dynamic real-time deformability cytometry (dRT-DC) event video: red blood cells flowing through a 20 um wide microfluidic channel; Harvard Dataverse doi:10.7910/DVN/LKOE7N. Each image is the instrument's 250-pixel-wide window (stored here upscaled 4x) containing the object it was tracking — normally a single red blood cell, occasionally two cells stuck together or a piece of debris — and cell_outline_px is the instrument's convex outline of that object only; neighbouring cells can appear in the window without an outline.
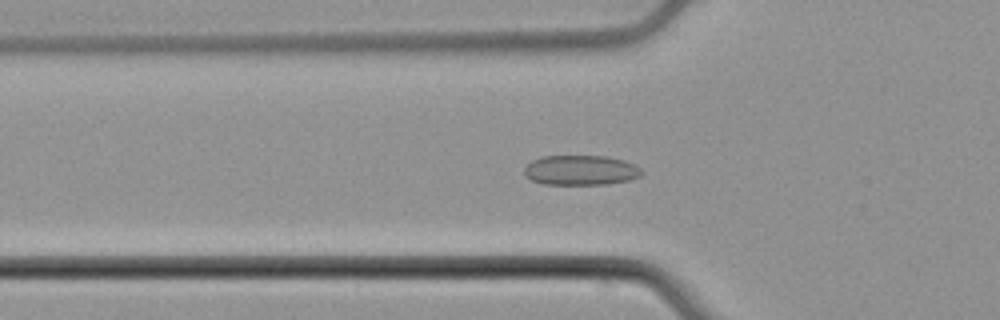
{"species": "common noctule bat (a hibernating species)", "species_latin": "Nyctalus noctula", "temperature_condition": "cold", "stored_images_in_passage": 44, "camera_frame_rate_fps": 3000, "um_per_image_px": 0.085, "animal": {"sex": "male", "body_mass_g": 21.5, "forearm_length_mm": 52.0}, "frame": {"image": 1, "passage_image": 12, "time_ms": 3.667, "image_size_px": [1000, 320], "cell_outline_px": [[644, 172], [640, 176], [628, 180], [608, 184], [544, 184], [532, 180], [524, 176], [524, 168], [532, 160], [540, 156], [604, 156], [624, 160], [640, 168]], "centroid_in_image_um": [49.34, 14.46], "position_along_channel_um": 76.5, "area_um2": 20.46}}
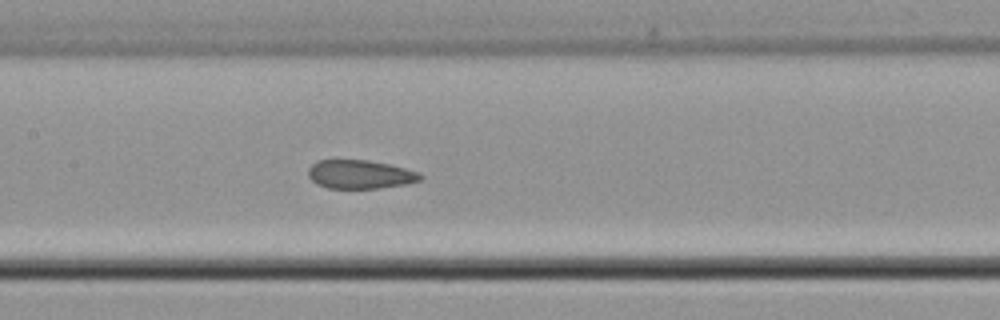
{"frame": {"image": 2, "passage_image": 20, "time_ms": 6.333, "image_size_px": [1000, 320], "cell_outline_px": [[424, 176], [420, 180], [404, 184], [380, 188], [328, 188], [316, 184], [308, 176], [308, 168], [316, 160], [368, 160], [388, 164], [420, 172]], "centroid_in_image_um": [30.59, 14.82], "position_along_channel_um": 176.8, "area_um2": 18.73}}
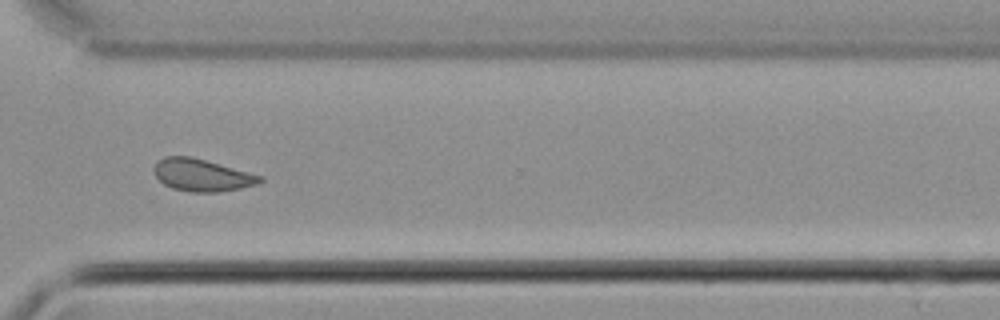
{"frame": {"image": 3, "passage_image": 34, "time_ms": 11.0, "image_size_px": [1000, 320], "cell_outline_px": [[264, 180], [260, 184], [220, 192], [192, 192], [172, 188], [164, 184], [156, 176], [152, 168], [156, 160], [164, 156], [192, 156], [264, 176]], "centroid_in_image_um": [17.17, 14.87], "position_along_channel_um": 353.4, "area_um2": 20.23}, "authors_computed_cell_mechanics": {"area_um2": 20.3167, "velocity_mm_per_s": 3.7743, "shape_relaxation_time_tau1_ms": null, "shape_relaxation_time_tau2_ms": 1.5749, "deformation_change_tau1": null, "deformation_change_tau2": 0.0692}}